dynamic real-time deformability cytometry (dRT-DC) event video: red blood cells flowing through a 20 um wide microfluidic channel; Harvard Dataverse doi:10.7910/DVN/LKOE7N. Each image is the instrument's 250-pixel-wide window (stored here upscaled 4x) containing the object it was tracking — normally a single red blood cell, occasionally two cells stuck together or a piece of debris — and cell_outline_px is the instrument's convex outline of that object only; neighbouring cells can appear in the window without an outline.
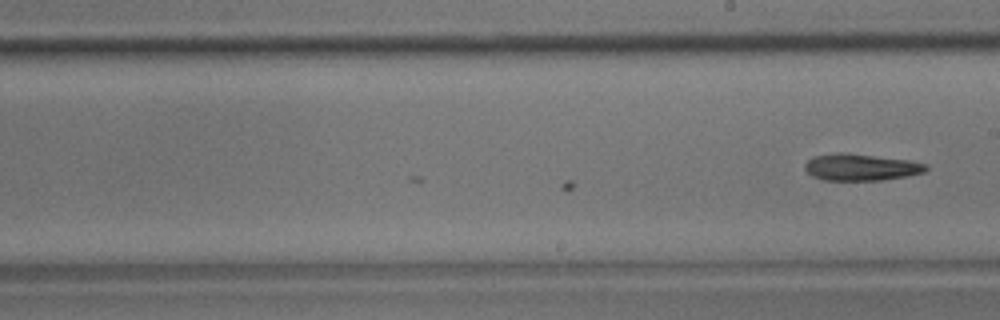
{"species": "common noctule bat (a hibernating species)", "species_latin": "Nyctalus noctula", "temperature_condition": "room temperature", "stored_images_in_passage": 15, "camera_frame_rate_fps": 3000, "um_per_image_px": 0.085, "animal": {"sex": "male", "body_mass_g": 17.9}, "frame": {"image": 1, "passage_image": 15, "time_ms": 4.667, "image_size_px": [1000, 320], "cell_outline_px": [[928, 168], [924, 172], [908, 176], [884, 180], [824, 180], [812, 176], [804, 168], [804, 164], [812, 156], [840, 152], [844, 152], [912, 160], [928, 164]], "centroid_in_image_um": [73.2, 14.2], "position_along_channel_um": 215.8, "area_um2": 19.13}}